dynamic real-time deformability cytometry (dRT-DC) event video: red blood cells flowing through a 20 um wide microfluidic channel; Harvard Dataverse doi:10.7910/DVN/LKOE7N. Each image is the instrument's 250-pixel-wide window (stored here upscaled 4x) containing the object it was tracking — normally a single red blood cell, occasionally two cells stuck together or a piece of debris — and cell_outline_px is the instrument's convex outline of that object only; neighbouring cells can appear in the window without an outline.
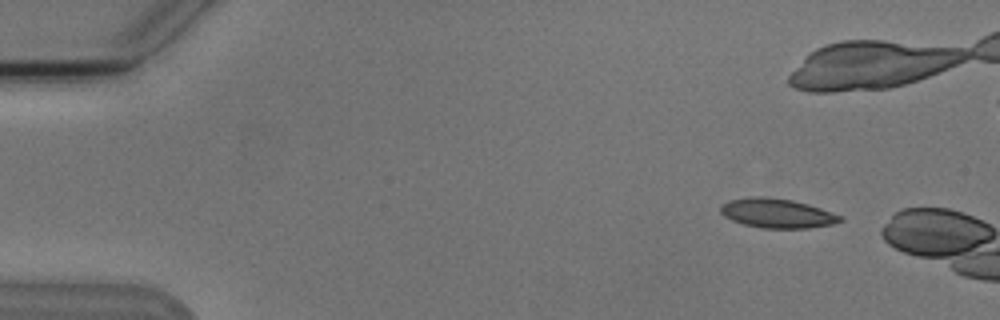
{"species": "Egyptian fruit bat (a non-hibernating species)", "species_latin": "Rousettus aegyptiacus", "temperature_condition": "cold", "stored_images_in_passage": 5, "camera_frame_rate_fps": 3000, "um_per_image_px": 0.085, "animal": {"sex": "male"}, "frame": {"image": 1, "passage_image": 1, "time_ms": 0.0, "image_size_px": [1000, 320], "cell_outline_px": [[844, 220], [832, 224], [808, 228], [764, 228], [744, 224], [732, 220], [724, 216], [720, 212], [720, 204], [728, 200], [752, 196], [764, 196], [792, 200], [808, 204], [844, 216]], "centroid_in_image_um": [66.05, 18.11], "position_along_channel_um": 19.0, "area_um2": 20.58}}